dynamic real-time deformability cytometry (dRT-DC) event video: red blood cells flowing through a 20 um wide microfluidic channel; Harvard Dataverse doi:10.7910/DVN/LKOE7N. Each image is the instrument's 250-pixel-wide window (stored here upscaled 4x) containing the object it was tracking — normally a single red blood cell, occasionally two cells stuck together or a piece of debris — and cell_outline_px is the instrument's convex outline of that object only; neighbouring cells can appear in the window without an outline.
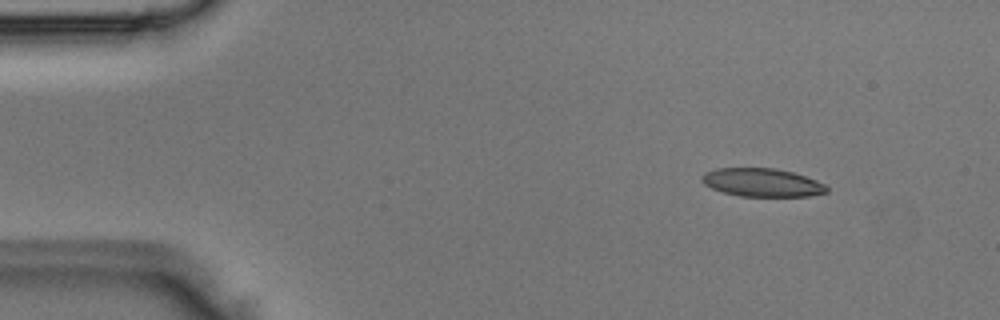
{"species": "Egyptian fruit bat (a non-hibernating species)", "species_latin": "Rousettus aegyptiacus", "temperature_condition": "room temperature", "stored_images_in_passage": 5, "camera_frame_rate_fps": 3000, "um_per_image_px": 0.085, "animal": {"sex": "male"}, "frame": {"image": 1, "passage_image": 2, "time_ms": 0.333, "image_size_px": [1000, 320], "cell_outline_px": [[828, 192], [808, 196], [740, 196], [724, 192], [712, 188], [704, 184], [700, 180], [700, 176], [704, 172], [716, 168], [776, 168], [792, 172], [816, 180], [824, 184], [828, 188]], "centroid_in_image_um": [64.74, 15.5], "position_along_channel_um": 20.3, "area_um2": 20.58}}
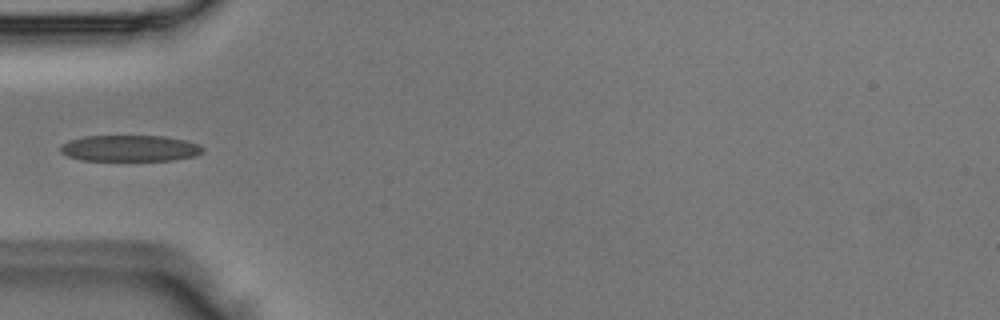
{"frame": {"image": 2, "passage_image": 5, "time_ms": 1.333, "image_size_px": [1000, 320], "cell_outline_px": [[204, 152], [196, 156], [176, 160], [84, 160], [68, 156], [60, 152], [60, 144], [68, 140], [84, 136], [164, 136], [188, 140], [204, 148]], "centroid_in_image_um": [11.05, 12.6], "position_along_channel_um": 73.9, "area_um2": 21.91}}